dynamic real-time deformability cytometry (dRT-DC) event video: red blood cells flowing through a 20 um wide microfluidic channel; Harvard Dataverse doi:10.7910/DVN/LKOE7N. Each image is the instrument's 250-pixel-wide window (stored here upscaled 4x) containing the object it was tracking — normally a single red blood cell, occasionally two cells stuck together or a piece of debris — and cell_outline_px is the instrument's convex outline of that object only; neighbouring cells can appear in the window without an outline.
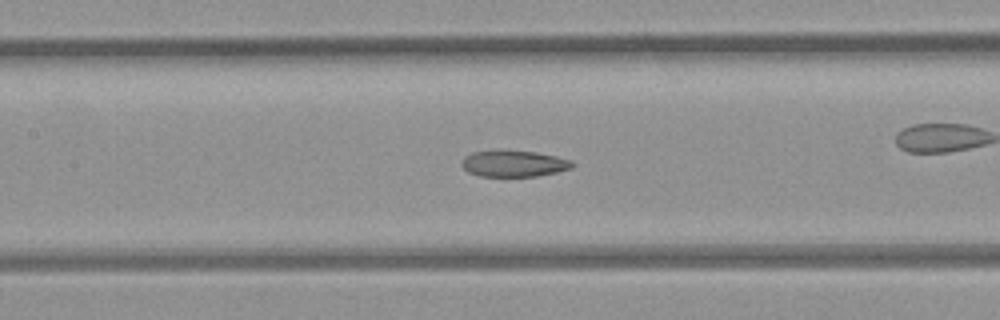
{"species": "common noctule bat (a hibernating species)", "species_latin": "Nyctalus noctula", "temperature_condition": "room temperature", "stored_images_in_passage": 24, "camera_frame_rate_fps": 3000, "um_per_image_px": 0.085, "animal": {"sex": "female", "body_mass_g": 21.9}, "frame": {"image": 1, "passage_image": 24, "time_ms": 7.667, "image_size_px": [1000, 320], "cell_outline_px": [[576, 164], [572, 168], [556, 172], [536, 176], [480, 176], [468, 172], [460, 164], [464, 156], [472, 152], [500, 148], [536, 152], [556, 156], [572, 160]], "centroid_in_image_um": [43.65, 13.87], "position_along_channel_um": 163.7, "area_um2": 17.51}}